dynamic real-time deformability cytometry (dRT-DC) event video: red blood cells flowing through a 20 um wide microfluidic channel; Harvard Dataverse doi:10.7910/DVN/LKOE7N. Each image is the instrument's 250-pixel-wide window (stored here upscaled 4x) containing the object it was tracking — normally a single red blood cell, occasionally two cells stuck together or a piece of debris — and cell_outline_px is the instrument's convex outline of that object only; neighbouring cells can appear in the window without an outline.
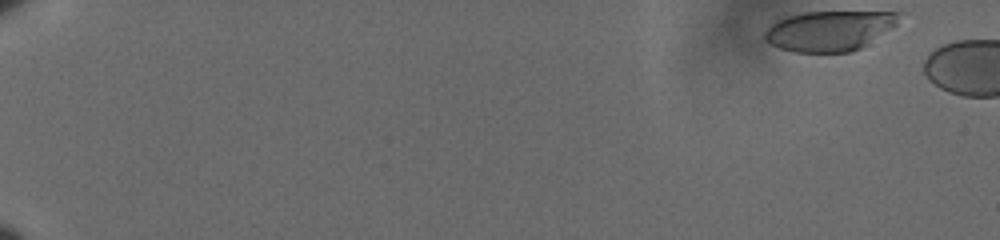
{"species": "human", "species_latin": "Homo sapiens", "temperature_condition": "cold", "stored_images_in_passage": 5, "camera_frame_rate_fps": 3000, "um_per_image_px": 0.085, "donor": {"sex": "male"}, "frame": {"image": 1, "passage_image": 1, "time_ms": 0.0, "image_size_px": [1000, 240], "cell_outline_px": [[904, 12], [896, 24], [860, 48], [852, 52], [796, 52], [780, 48], [764, 40], [764, 32], [776, 20], [788, 16], [804, 12]], "centroid_in_image_um": [70.48, 2.61], "position_along_channel_um": 14.5, "area_um2": 31.1}}